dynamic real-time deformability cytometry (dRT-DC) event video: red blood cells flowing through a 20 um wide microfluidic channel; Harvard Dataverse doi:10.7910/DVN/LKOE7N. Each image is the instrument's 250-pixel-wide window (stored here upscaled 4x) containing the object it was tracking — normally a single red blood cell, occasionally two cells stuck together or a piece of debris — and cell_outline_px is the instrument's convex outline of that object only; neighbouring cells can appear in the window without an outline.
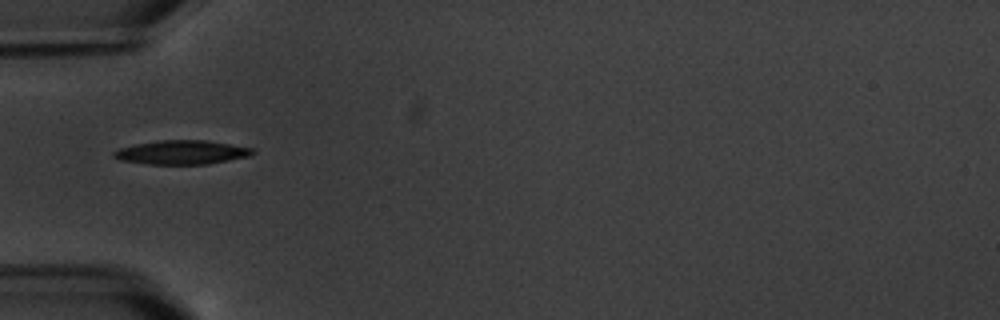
{"species": "common noctule bat (a hibernating species)", "species_latin": "Nyctalus noctula", "temperature_condition": "warm", "stored_images_in_passage": 5, "camera_frame_rate_fps": 3000, "um_per_image_px": 0.085, "animal": {"sex": "male", "body_mass_g": 20.1, "forearm_length_mm": 53.5}, "frame": {"image": 1, "passage_image": 1, "time_ms": 0.0, "image_size_px": [1000, 320], "cell_outline_px": [[256, 152], [252, 156], [208, 164], [148, 164], [120, 160], [112, 156], [112, 152], [120, 148], [136, 144], [156, 140], [208, 140], [256, 148]], "centroid_in_image_um": [15.51, 12.94], "position_along_channel_um": 69.5, "area_um2": 19.71}}
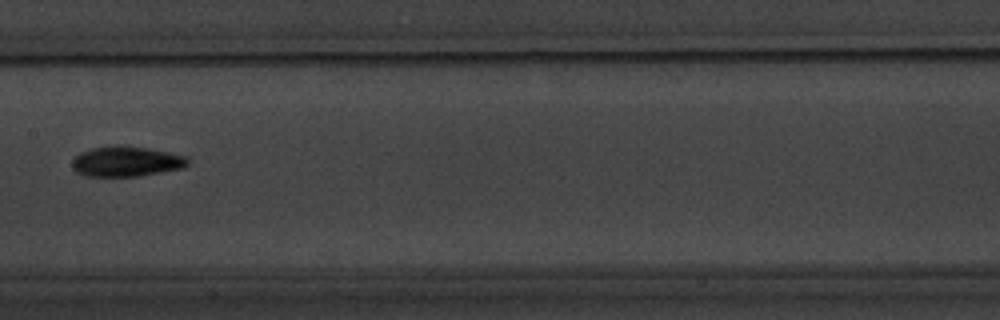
{"frame": {"image": 2, "passage_image": 4, "time_ms": 3.667, "image_size_px": [1000, 320], "cell_outline_px": [[188, 164], [184, 168], [136, 176], [84, 176], [76, 172], [72, 168], [72, 160], [80, 152], [92, 148], [112, 144], [120, 144], [148, 148], [188, 156]], "centroid_in_image_um": [10.71, 13.7], "position_along_channel_um": 196.7, "area_um2": 20.63}}
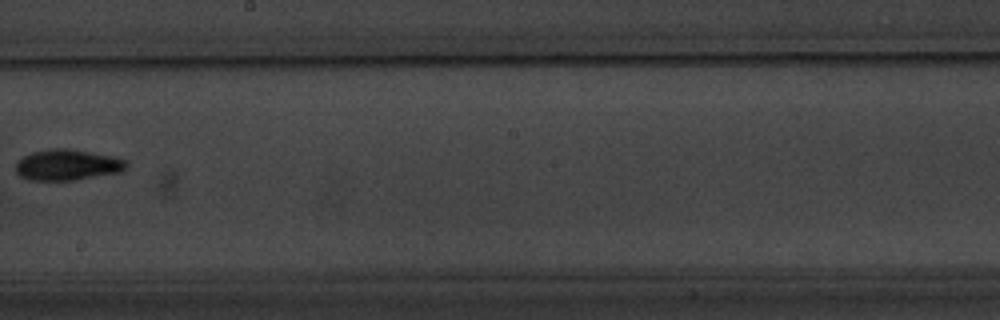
{"frame": {"image": 3, "passage_image": 5, "time_ms": 5.0, "image_size_px": [1000, 320], "cell_outline_px": [[128, 164], [124, 172], [76, 180], [28, 180], [20, 176], [16, 172], [16, 164], [24, 156], [32, 152], [52, 148], [68, 148], [116, 156], [128, 160]], "centroid_in_image_um": [5.81, 14.01], "position_along_channel_um": 242.4, "area_um2": 20.29}}